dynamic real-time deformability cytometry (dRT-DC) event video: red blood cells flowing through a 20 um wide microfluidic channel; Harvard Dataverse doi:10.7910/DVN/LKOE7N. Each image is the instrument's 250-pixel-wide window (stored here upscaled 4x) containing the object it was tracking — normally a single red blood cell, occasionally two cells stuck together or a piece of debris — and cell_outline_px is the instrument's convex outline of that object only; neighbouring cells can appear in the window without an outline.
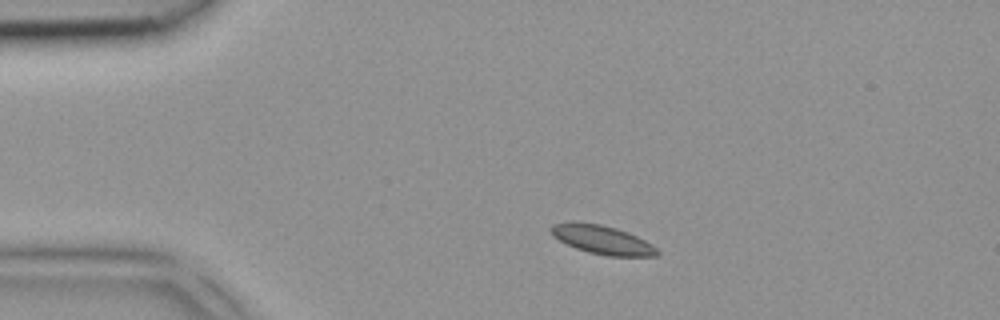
{"species": "common noctule bat (a hibernating species)", "species_latin": "Nyctalus noctula", "temperature_condition": "room temperature", "stored_images_in_passage": 2, "camera_frame_rate_fps": 3000, "um_per_image_px": 0.085, "animal": {"sex": "female", "body_mass_g": 18.4}, "frame": {"image": 1, "passage_image": 1, "time_ms": 0.0, "image_size_px": [1000, 320], "cell_outline_px": [[660, 252], [656, 256], [608, 256], [588, 252], [576, 248], [552, 236], [548, 228], [552, 224], [572, 220], [600, 224], [616, 228], [628, 232], [652, 244]], "centroid_in_image_um": [51.14, 20.35], "position_along_channel_um": 33.9, "area_um2": 17.98}}